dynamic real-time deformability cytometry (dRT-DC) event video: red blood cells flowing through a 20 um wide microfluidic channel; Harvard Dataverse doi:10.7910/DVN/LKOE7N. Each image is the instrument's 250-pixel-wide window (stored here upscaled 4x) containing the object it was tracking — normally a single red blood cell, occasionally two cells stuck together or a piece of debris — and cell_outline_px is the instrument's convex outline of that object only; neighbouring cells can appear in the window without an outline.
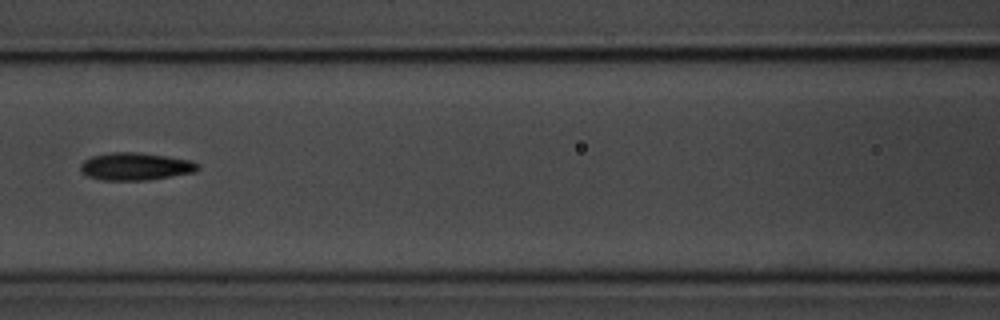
{"species": "common noctule bat (a hibernating species)", "species_latin": "Nyctalus noctula", "temperature_condition": "room temperature", "stored_images_in_passage": 12, "camera_frame_rate_fps": 3000, "um_per_image_px": 0.085, "animal": {"sex": "male", "body_mass_g": 20.1, "forearm_length_mm": 53.5}, "frame": {"image": 1, "passage_image": 4, "time_ms": 3.667, "image_size_px": [1000, 320], "cell_outline_px": [[200, 168], [196, 172], [148, 180], [100, 180], [88, 176], [80, 168], [80, 164], [84, 160], [92, 156], [112, 152], [136, 152], [168, 156], [192, 160]], "centroid_in_image_um": [11.53, 14.14], "position_along_channel_um": 155.1, "area_um2": 18.84}}
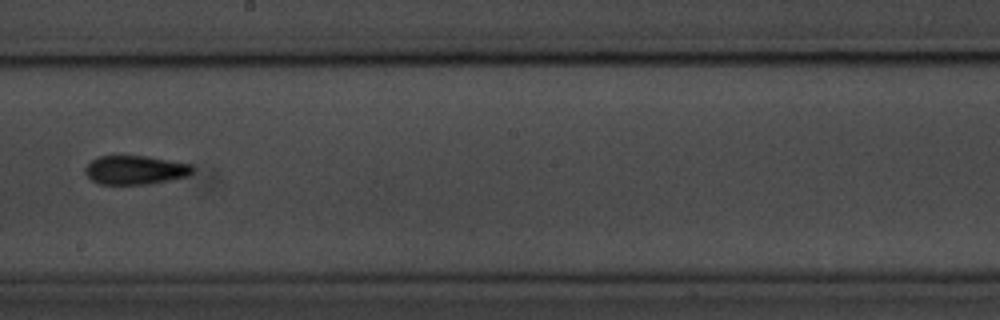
{"frame": {"image": 2, "passage_image": 6, "time_ms": 6.0, "image_size_px": [1000, 320], "cell_outline_px": [[196, 168], [188, 176], [152, 184], [100, 184], [92, 180], [84, 172], [84, 168], [92, 160], [100, 156], [148, 156], [192, 164]], "centroid_in_image_um": [11.54, 14.45], "position_along_channel_um": 236.7, "area_um2": 18.21}, "authors_computed_cell_mechanics": {"area_um2": 17.8602, "velocity_mm_per_s": 3.5126, "shape_relaxation_time_tau1_ms": 3.54, "shape_relaxation_time_tau2_ms": 4.2307, "deformation_change_tau1": 0.1251, "deformation_change_tau2": 0.1176}}